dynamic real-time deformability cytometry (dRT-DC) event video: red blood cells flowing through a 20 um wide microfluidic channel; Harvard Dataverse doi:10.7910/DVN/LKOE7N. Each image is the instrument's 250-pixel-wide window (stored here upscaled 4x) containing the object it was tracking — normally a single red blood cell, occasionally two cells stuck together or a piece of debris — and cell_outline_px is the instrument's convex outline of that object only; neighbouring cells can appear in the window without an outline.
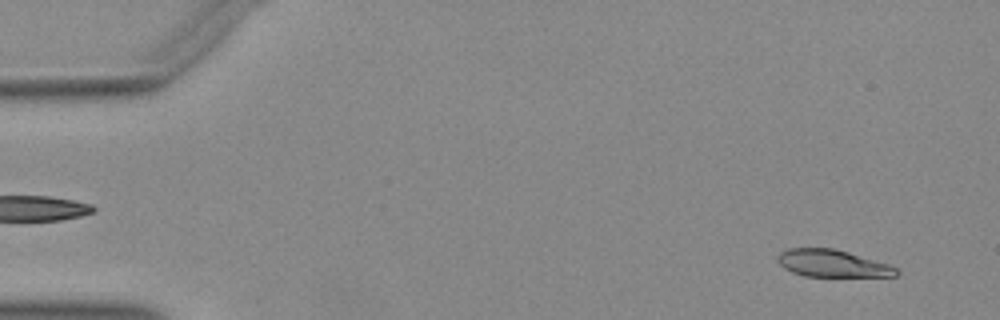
{"species": "Egyptian fruit bat (a non-hibernating species)", "species_latin": "Rousettus aegyptiacus", "temperature_condition": "warm", "stored_images_in_passage": 24, "camera_frame_rate_fps": 3000, "um_per_image_px": 0.085, "animal": {"sex": "female"}, "frame": {"image": 1, "passage_image": 3, "time_ms": 0.667, "image_size_px": [1000, 320], "cell_outline_px": [[900, 272], [896, 276], [804, 276], [792, 272], [784, 268], [776, 260], [776, 256], [780, 252], [788, 248], [832, 248], [848, 252], [888, 264], [896, 268]], "centroid_in_image_um": [70.71, 22.39], "position_along_channel_um": 14.3, "area_um2": 18.73}}
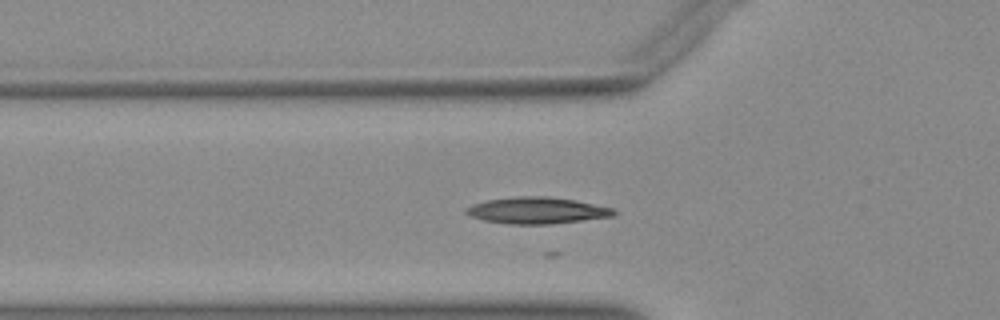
{"frame": {"image": 2, "passage_image": 17, "time_ms": 5.333, "image_size_px": [1000, 320], "cell_outline_px": [[616, 216], [548, 224], [508, 224], [484, 220], [472, 216], [464, 212], [464, 208], [472, 204], [488, 200], [520, 196], [548, 196], [576, 200], [616, 208]], "centroid_in_image_um": [45.68, 17.88], "position_along_channel_um": 80.1, "area_um2": 22.89}}
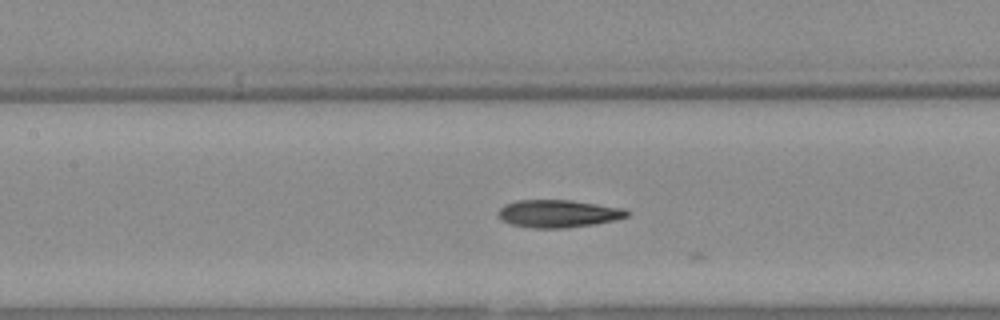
{"frame": {"image": 3, "passage_image": 23, "time_ms": 7.333, "image_size_px": [1000, 320], "cell_outline_px": [[628, 216], [616, 220], [592, 224], [564, 228], [532, 228], [512, 224], [504, 220], [496, 212], [504, 204], [516, 200], [572, 200], [624, 208], [628, 212]], "centroid_in_image_um": [47.45, 18.15], "position_along_channel_um": 160.0, "area_um2": 20.63}}